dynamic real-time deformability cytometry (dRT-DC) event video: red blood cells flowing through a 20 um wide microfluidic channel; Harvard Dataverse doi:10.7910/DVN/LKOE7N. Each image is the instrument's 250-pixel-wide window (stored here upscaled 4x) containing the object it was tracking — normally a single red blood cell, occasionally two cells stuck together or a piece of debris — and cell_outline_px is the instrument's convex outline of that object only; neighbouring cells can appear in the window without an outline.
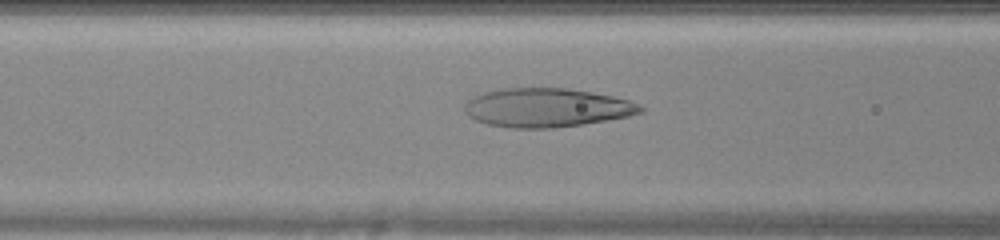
{"species": "human", "species_latin": "Homo sapiens", "temperature_condition": "warm", "stored_images_in_passage": 36, "camera_frame_rate_fps": 3000, "um_per_image_px": 0.085, "donor": {"sex": "female"}, "frame": {"image": 1, "passage_image": 9, "time_ms": 2.667, "image_size_px": [1000, 240], "cell_outline_px": [[644, 112], [628, 116], [580, 124], [552, 128], [512, 128], [488, 124], [476, 120], [468, 116], [464, 112], [464, 104], [472, 96], [484, 92], [504, 88], [564, 88], [612, 96], [628, 100], [640, 104], [644, 108]], "centroid_in_image_um": [46.43, 9.15], "position_along_channel_um": 120.2, "area_um2": 39.59}}
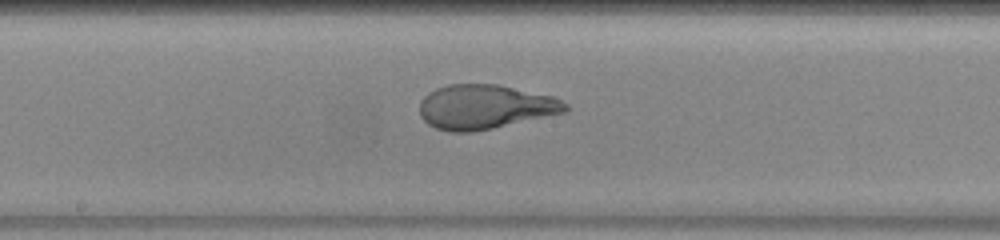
{"frame": {"image": 2, "passage_image": 15, "time_ms": 4.667, "image_size_px": [1000, 240], "cell_outline_px": [[568, 112], [492, 128], [472, 132], [452, 132], [436, 128], [428, 124], [420, 116], [420, 100], [428, 92], [436, 88], [448, 84], [496, 84], [552, 96], [568, 104]], "centroid_in_image_um": [41.21, 9.08], "position_along_channel_um": 207.0, "area_um2": 37.69}}
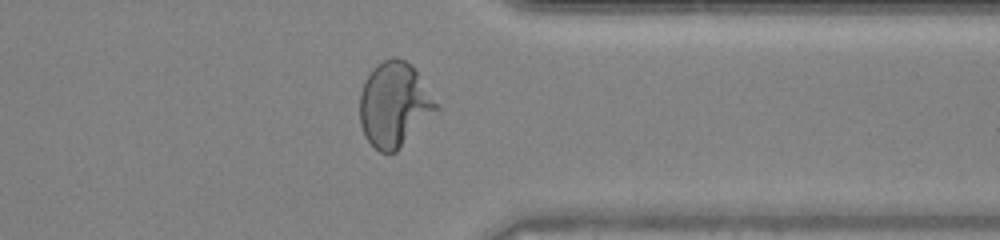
{"frame": {"image": 3, "passage_image": 27, "time_ms": 8.667, "image_size_px": [1000, 240], "cell_outline_px": [[440, 108], [396, 152], [380, 152], [364, 136], [360, 124], [360, 92], [364, 80], [372, 68], [384, 60], [392, 56], [404, 60], [416, 72]], "centroid_in_image_um": [33.48, 8.9], "position_along_channel_um": 377.9, "area_um2": 37.28}}